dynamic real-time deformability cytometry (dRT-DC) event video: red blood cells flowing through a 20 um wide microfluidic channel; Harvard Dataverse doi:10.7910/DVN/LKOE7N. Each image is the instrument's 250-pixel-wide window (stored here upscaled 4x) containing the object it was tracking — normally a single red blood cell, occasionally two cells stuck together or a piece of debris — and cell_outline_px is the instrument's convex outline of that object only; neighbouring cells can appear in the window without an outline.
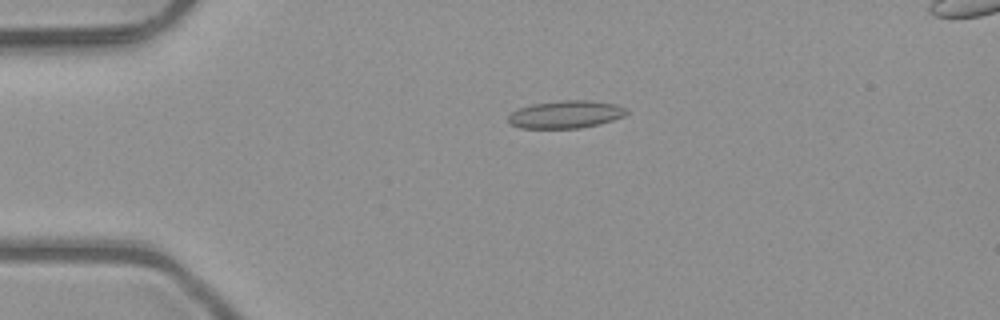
{"species": "common noctule bat (a hibernating species)", "species_latin": "Nyctalus noctula", "temperature_condition": "room temperature", "stored_images_in_passage": 6, "camera_frame_rate_fps": 3000, "um_per_image_px": 0.085, "animal": {"sex": "male", "body_mass_g": 23.1, "forearm_length_mm": 52.7}, "frame": {"image": 1, "passage_image": 4, "time_ms": 1.0, "image_size_px": [1000, 320], "cell_outline_px": [[628, 112], [624, 116], [600, 124], [580, 128], [520, 128], [512, 124], [508, 120], [508, 116], [512, 112], [520, 108], [532, 104], [560, 100], [588, 100], [616, 104], [624, 108]], "centroid_in_image_um": [48.09, 9.72], "position_along_channel_um": 36.9, "area_um2": 18.96}}